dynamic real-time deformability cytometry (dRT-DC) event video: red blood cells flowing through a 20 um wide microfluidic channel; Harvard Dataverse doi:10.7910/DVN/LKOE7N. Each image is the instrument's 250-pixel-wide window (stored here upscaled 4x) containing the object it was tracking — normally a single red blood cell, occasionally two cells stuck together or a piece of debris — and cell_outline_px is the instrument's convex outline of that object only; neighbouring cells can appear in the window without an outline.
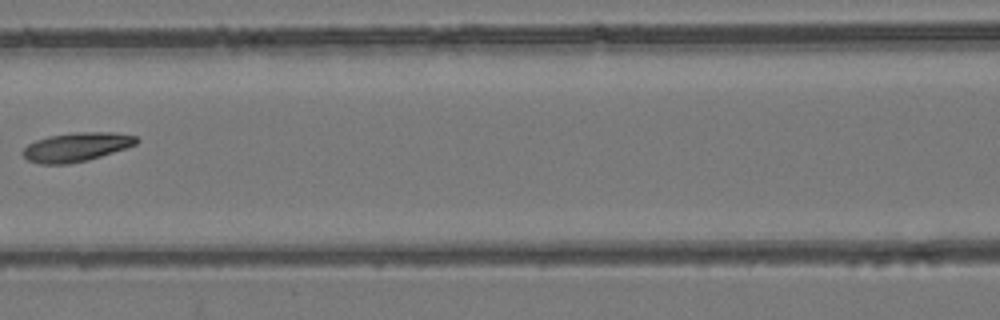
{"species": "common noctule bat (a hibernating species)", "species_latin": "Nyctalus noctula", "temperature_condition": "room temperature", "stored_images_in_passage": 8, "camera_frame_rate_fps": 3000, "um_per_image_px": 0.085, "animal": {"sex": "female", "body_mass_g": 24.6, "forearm_length_mm": 56.2}, "frame": {"image": 1, "passage_image": 7, "time_ms": 2.0, "image_size_px": [1000, 320], "cell_outline_px": [[140, 140], [136, 144], [88, 160], [68, 164], [40, 164], [28, 160], [20, 152], [28, 144], [36, 140], [48, 136], [76, 132], [116, 132], [136, 136]], "centroid_in_image_um": [6.47, 12.49], "position_along_channel_um": 160.1, "area_um2": 19.13}}
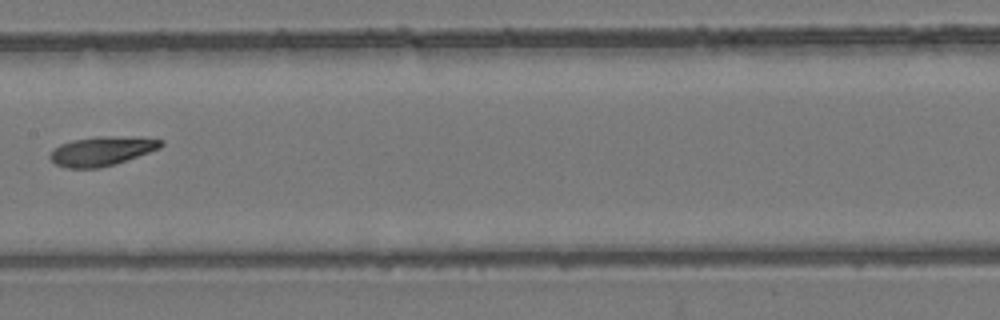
{"frame": {"image": 2, "passage_image": 8, "time_ms": 2.333, "image_size_px": [1000, 320], "cell_outline_px": [[164, 144], [160, 148], [116, 164], [100, 168], [68, 168], [56, 164], [48, 156], [60, 144], [72, 140], [96, 136], [140, 136], [164, 140]], "centroid_in_image_um": [8.71, 12.82], "position_along_channel_um": 198.7, "area_um2": 19.07}}